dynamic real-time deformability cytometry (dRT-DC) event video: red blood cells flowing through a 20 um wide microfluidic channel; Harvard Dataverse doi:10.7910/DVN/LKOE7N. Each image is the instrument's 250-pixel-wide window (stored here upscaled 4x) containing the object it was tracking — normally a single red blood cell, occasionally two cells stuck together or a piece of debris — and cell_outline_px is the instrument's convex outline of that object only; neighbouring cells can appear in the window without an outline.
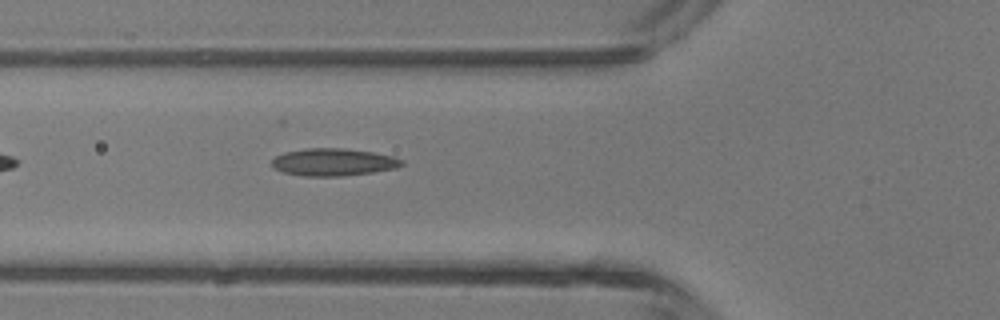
{"species": "common noctule bat (a hibernating species)", "species_latin": "Nyctalus noctula", "temperature_condition": "room temperature", "stored_images_in_passage": 5, "segment_of_instrument_passage": [1, 2], "camera_frame_rate_fps": 3000, "um_per_image_px": 0.085, "animal": {"sex": "male", "body_mass_g": 13.3}, "frame": {"image": 1, "passage_image": 4, "time_ms": 1.0, "image_size_px": [1000, 320], "cell_outline_px": [[404, 164], [396, 168], [372, 172], [340, 176], [304, 176], [284, 172], [276, 168], [272, 164], [272, 160], [276, 156], [284, 152], [308, 148], [344, 148], [372, 152], [392, 156], [404, 160]], "centroid_in_image_um": [28.36, 13.77], "position_along_channel_um": 97.4, "area_um2": 20.58}}